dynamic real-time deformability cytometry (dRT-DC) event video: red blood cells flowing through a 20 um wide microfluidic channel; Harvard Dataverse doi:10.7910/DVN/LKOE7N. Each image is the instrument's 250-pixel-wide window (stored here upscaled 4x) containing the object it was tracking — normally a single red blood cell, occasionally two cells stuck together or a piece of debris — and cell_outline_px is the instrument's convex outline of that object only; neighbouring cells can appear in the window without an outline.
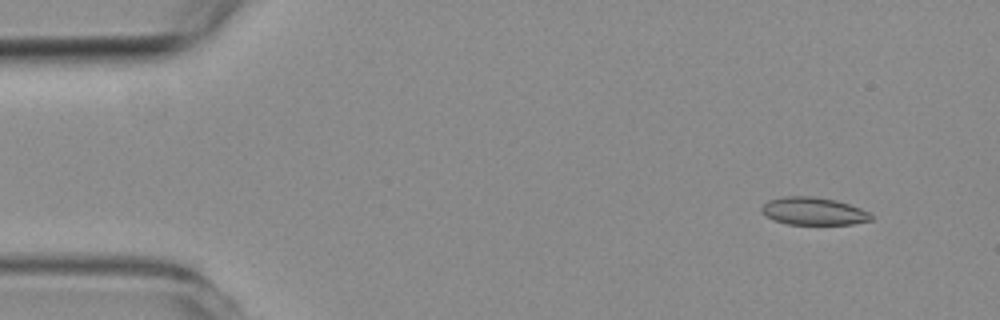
{"species": "common noctule bat (a hibernating species)", "species_latin": "Nyctalus noctula", "temperature_condition": "room temperature", "stored_images_in_passage": 5, "camera_frame_rate_fps": 3000, "um_per_image_px": 0.085, "animal": {"sex": "female", "body_mass_g": 19.3, "forearm_length_mm": 54.1}, "frame": {"image": 1, "passage_image": 2, "time_ms": 1.0, "image_size_px": [1000, 320], "cell_outline_px": [[872, 220], [852, 224], [788, 224], [772, 220], [760, 212], [760, 208], [768, 200], [784, 196], [812, 196], [836, 200], [860, 208], [868, 212], [872, 216]], "centroid_in_image_um": [69.1, 17.95], "position_along_channel_um": 15.9, "area_um2": 17.69}}